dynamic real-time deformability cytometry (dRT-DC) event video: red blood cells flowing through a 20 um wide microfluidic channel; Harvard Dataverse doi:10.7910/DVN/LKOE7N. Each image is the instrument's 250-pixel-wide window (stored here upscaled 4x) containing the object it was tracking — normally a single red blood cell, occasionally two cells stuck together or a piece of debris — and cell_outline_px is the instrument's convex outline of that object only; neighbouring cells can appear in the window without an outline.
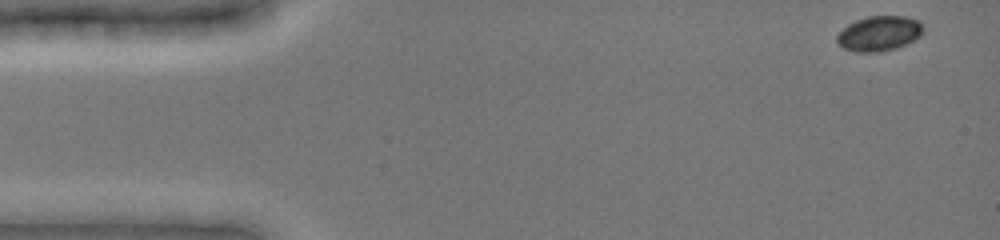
{"species": "common noctule bat (a hibernating species)", "species_latin": "Nyctalus noctula", "temperature_condition": "cold", "stored_images_in_passage": 38, "camera_frame_rate_fps": 3000, "um_per_image_px": 0.085, "animal": {"sex": "female", "body_mass_g": 19.0, "forearm_length_mm": 51.5}, "frame": {"image": 1, "passage_image": 1, "time_ms": 0.0, "image_size_px": [1000, 240], "cell_outline_px": [[924, 28], [920, 36], [896, 48], [880, 52], [856, 52], [844, 48], [836, 44], [836, 36], [848, 24], [856, 20], [868, 16], [904, 16], [920, 20]], "centroid_in_image_um": [74.72, 2.84], "position_along_channel_um": 10.3, "area_um2": 17.63}}
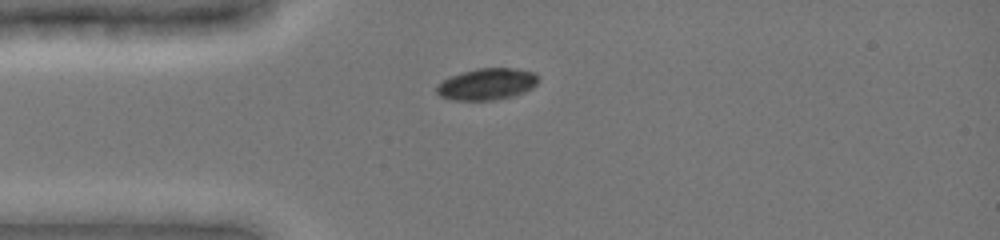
{"frame": {"image": 2, "passage_image": 29, "time_ms": 3.333, "image_size_px": [1000, 240], "cell_outline_px": [[540, 80], [532, 88], [524, 92], [512, 96], [492, 100], [452, 100], [440, 96], [436, 92], [436, 88], [448, 76], [476, 68], [516, 68], [536, 72]], "centroid_in_image_um": [41.41, 7.13], "position_along_channel_um": 43.6, "area_um2": 18.84}}